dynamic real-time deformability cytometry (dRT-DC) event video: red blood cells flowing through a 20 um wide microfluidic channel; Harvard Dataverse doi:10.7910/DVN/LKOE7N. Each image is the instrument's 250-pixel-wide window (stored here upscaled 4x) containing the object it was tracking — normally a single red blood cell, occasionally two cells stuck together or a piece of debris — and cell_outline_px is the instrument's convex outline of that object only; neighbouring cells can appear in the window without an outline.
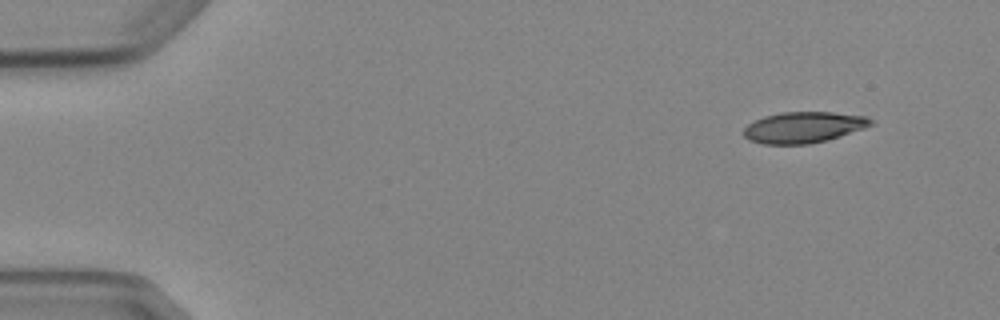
{"species": "Egyptian fruit bat (a non-hibernating species)", "species_latin": "Rousettus aegyptiacus", "temperature_condition": "cold", "stored_images_in_passage": 4, "camera_frame_rate_fps": 3000, "um_per_image_px": 0.085, "animal": {"sex": "female"}, "frame": {"image": 1, "passage_image": 1, "time_ms": 0.0, "image_size_px": [1000, 320], "cell_outline_px": [[876, 124], [828, 140], [808, 144], [764, 144], [748, 140], [744, 136], [744, 128], [748, 124], [764, 116], [780, 112], [832, 112], [868, 116]], "centroid_in_image_um": [68.33, 10.82], "position_along_channel_um": 16.7, "area_um2": 23.12}}
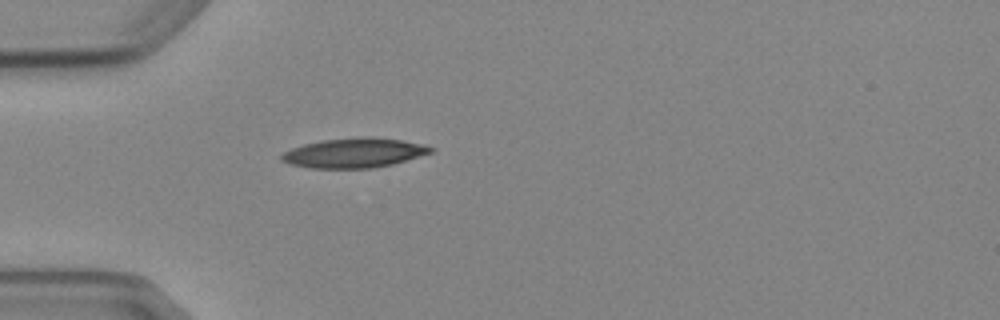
{"frame": {"image": 2, "passage_image": 4, "time_ms": 3.667, "image_size_px": [1000, 320], "cell_outline_px": [[432, 152], [392, 164], [372, 168], [308, 168], [288, 164], [280, 160], [280, 156], [284, 152], [292, 148], [304, 144], [324, 140], [360, 136], [400, 140], [420, 144], [432, 148]], "centroid_in_image_um": [30.01, 13.0], "position_along_channel_um": 55.0, "area_um2": 25.43}}